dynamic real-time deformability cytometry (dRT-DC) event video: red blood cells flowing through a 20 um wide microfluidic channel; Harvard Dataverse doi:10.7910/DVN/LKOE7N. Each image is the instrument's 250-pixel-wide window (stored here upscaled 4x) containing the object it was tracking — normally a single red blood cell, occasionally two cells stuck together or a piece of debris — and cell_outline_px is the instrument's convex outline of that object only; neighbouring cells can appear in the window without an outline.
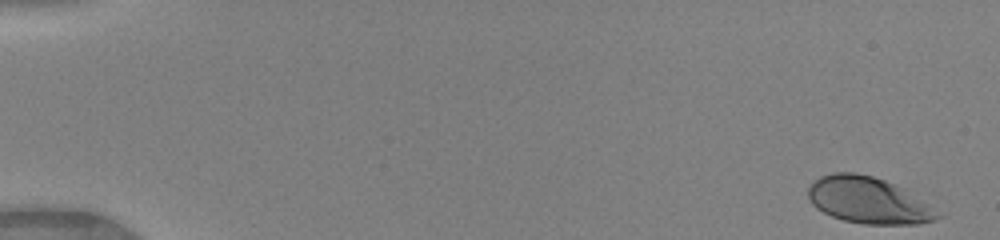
{"species": "human", "species_latin": "Homo sapiens", "temperature_condition": "warm", "stored_images_in_passage": 43, "camera_frame_rate_fps": 3000, "um_per_image_px": 0.085, "donor": {"sex": "female"}, "frame": {"image": 1, "passage_image": 1, "time_ms": 0.0, "image_size_px": [1000, 240], "cell_outline_px": [[944, 216], [920, 224], [864, 224], [844, 220], [832, 216], [816, 208], [812, 204], [808, 196], [808, 188], [820, 176], [832, 172], [856, 172], [872, 176], [884, 180], [904, 188]], "centroid_in_image_um": [73.79, 17.02], "position_along_channel_um": 11.2, "area_um2": 34.8}}
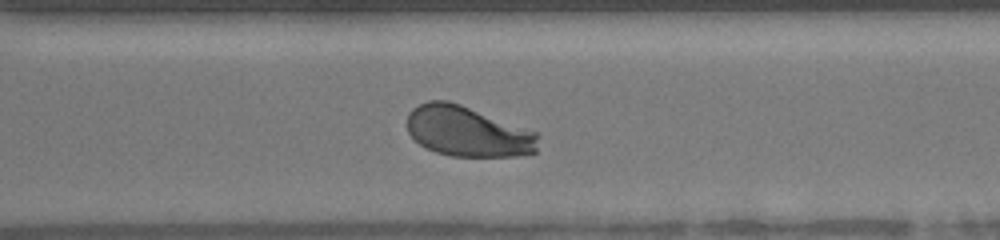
{"frame": {"image": 2, "passage_image": 36, "time_ms": 11.667, "image_size_px": [1000, 240], "cell_outline_px": [[540, 136], [536, 152], [516, 156], [452, 156], [436, 152], [424, 148], [408, 132], [408, 112], [412, 108], [428, 100], [448, 100], [460, 104], [540, 132]], "centroid_in_image_um": [39.79, 11.17], "position_along_channel_um": 330.8, "area_um2": 38.84}}
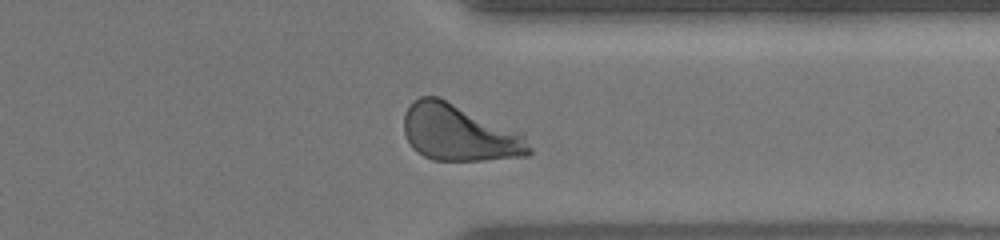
{"frame": {"image": 3, "passage_image": 39, "time_ms": 12.667, "image_size_px": [1000, 240], "cell_outline_px": [[532, 152], [528, 156], [484, 160], [432, 160], [416, 152], [412, 148], [404, 132], [404, 112], [420, 96], [440, 96], [520, 132], [524, 136], [532, 148]], "centroid_in_image_um": [39.04, 11.29], "position_along_channel_um": 372.4, "area_um2": 41.38}, "authors_computed_cell_mechanics": {"area_um2": 38.4948, "velocity_mm_per_s": 4.1081, "shape_relaxation_time_tau1_ms": 2.4633, "shape_relaxation_time_tau2_ms": null, "deformation_change_tau1": 0.1683, "deformation_change_tau2": null}}